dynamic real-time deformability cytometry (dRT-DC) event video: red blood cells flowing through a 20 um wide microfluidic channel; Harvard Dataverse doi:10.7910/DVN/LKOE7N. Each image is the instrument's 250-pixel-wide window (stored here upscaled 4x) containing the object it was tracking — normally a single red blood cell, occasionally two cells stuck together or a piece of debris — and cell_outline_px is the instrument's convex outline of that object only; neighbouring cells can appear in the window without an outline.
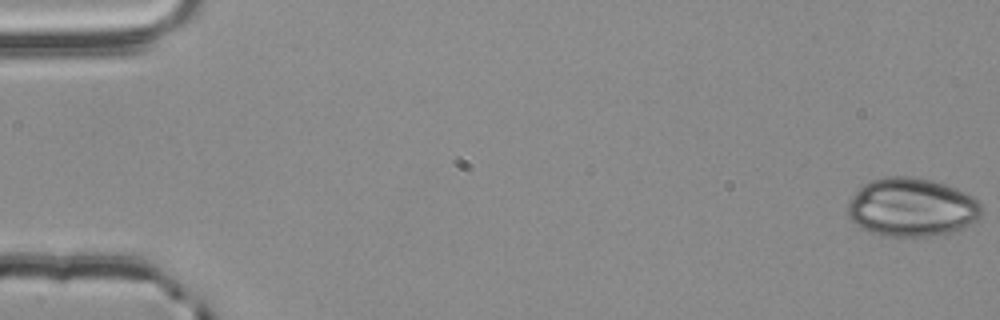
{"species": "common noctule bat (a hibernating species)", "species_latin": "Nyctalus noctula", "temperature_condition": "room temperature", "stored_images_in_passage": 56, "camera_frame_rate_fps": 3000, "um_per_image_px": 0.085, "animal": {"sex": "male", "body_mass_g": 20.4}, "frame": {"image": 1, "passage_image": 1, "time_ms": 0.0, "image_size_px": [1000, 320], "cell_outline_px": [[984, 212], [976, 220], [964, 228], [952, 232], [936, 236], [884, 236], [872, 232], [856, 224], [848, 216], [848, 200], [864, 184], [872, 180], [884, 176], [912, 176], [932, 180], [968, 192], [980, 204]], "centroid_in_image_um": [77.53, 17.62], "position_along_channel_um": 7.5, "area_um2": 45.89}}
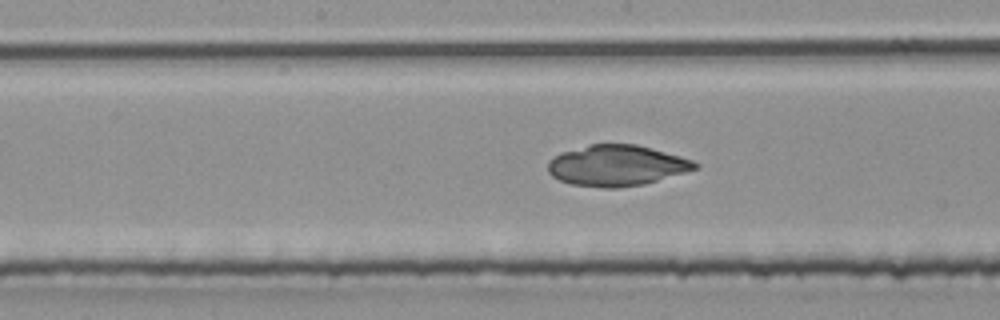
{"frame": {"image": 2, "passage_image": 29, "time_ms": 9.333, "image_size_px": [1000, 320], "cell_outline_px": [[700, 168], [644, 184], [616, 188], [600, 188], [572, 184], [560, 180], [552, 176], [548, 172], [548, 160], [560, 152], [592, 144], [636, 144], [680, 156], [692, 160], [700, 164]], "centroid_in_image_um": [52.42, 14.07], "position_along_channel_um": 195.8, "area_um2": 35.03}}
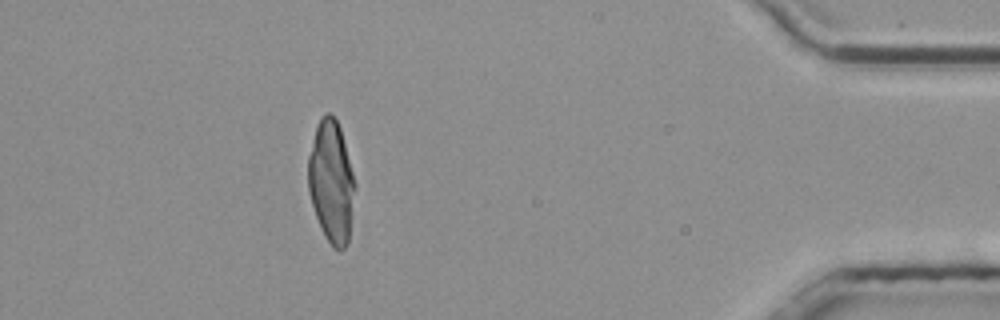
{"frame": {"image": 3, "passage_image": 50, "time_ms": 16.333, "image_size_px": [1000, 320], "cell_outline_px": [[356, 188], [348, 240], [344, 248], [340, 252], [332, 248], [316, 216], [308, 192], [308, 156], [316, 128], [320, 116], [328, 112], [336, 120], [340, 128], [356, 184]], "centroid_in_image_um": [28.16, 15.45], "position_along_channel_um": 407.0, "area_um2": 33.06}}